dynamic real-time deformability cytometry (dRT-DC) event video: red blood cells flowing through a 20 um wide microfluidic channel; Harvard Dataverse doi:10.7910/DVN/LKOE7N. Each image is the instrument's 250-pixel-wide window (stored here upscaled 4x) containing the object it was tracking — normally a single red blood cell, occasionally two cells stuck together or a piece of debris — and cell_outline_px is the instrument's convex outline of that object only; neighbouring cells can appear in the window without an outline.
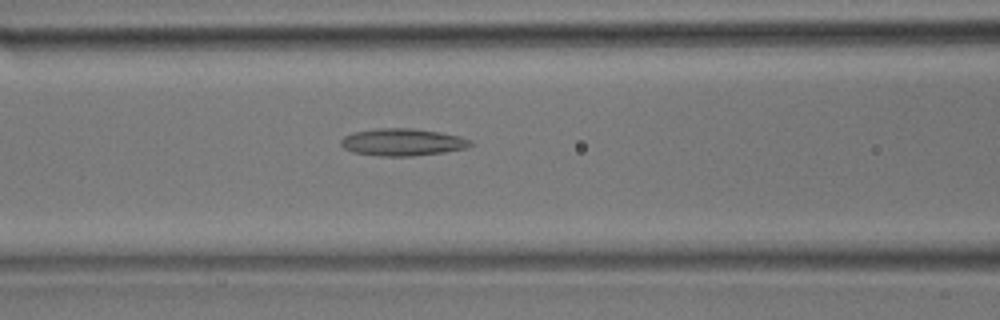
{"species": "common noctule bat (a hibernating species)", "species_latin": "Nyctalus noctula", "temperature_condition": "room temperature", "stored_images_in_passage": 40, "camera_frame_rate_fps": 3000, "um_per_image_px": 0.085, "animal": {"sex": "male", "body_mass_g": 17.9}, "frame": {"image": 1, "passage_image": 16, "time_ms": 5.0, "image_size_px": [1000, 320], "cell_outline_px": [[472, 144], [468, 148], [444, 152], [412, 156], [380, 156], [352, 152], [344, 148], [340, 144], [340, 140], [344, 136], [352, 132], [380, 128], [412, 128], [440, 132], [460, 136], [472, 140]], "centroid_in_image_um": [34.21, 12.08], "position_along_channel_um": 132.4, "area_um2": 20.69}}
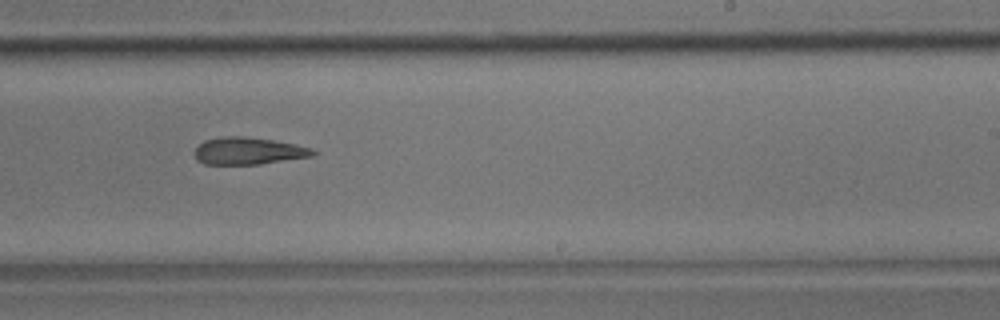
{"frame": {"image": 2, "passage_image": 24, "time_ms": 7.667, "image_size_px": [1000, 320], "cell_outline_px": [[316, 152], [312, 156], [260, 164], [204, 164], [196, 160], [196, 148], [204, 140], [220, 136], [244, 136], [272, 140], [312, 148]], "centroid_in_image_um": [21.08, 12.83], "position_along_channel_um": 267.9, "area_um2": 18.55}}
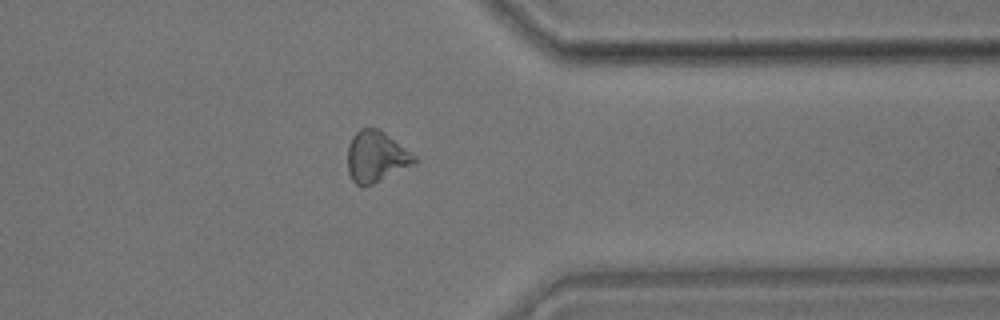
{"frame": {"image": 3, "passage_image": 31, "time_ms": 10.0, "image_size_px": [1000, 320], "cell_outline_px": [[416, 164], [372, 184], [360, 188], [352, 180], [348, 172], [348, 144], [352, 136], [360, 128], [380, 128], [416, 156]], "centroid_in_image_um": [31.96, 13.32], "position_along_channel_um": 379.4, "area_um2": 20.06}}